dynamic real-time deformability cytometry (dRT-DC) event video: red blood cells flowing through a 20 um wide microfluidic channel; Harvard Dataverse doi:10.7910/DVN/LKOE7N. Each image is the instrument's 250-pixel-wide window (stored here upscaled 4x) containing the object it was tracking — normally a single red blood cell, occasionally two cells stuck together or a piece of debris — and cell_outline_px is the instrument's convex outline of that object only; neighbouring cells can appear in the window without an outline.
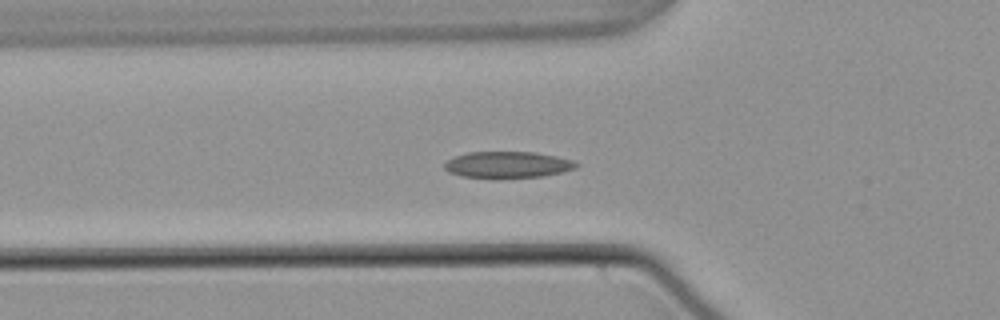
{"species": "common noctule bat (a hibernating species)", "species_latin": "Nyctalus noctula", "temperature_condition": "warm", "stored_images_in_passage": 56, "segment_of_instrument_passage": [1, 2], "camera_frame_rate_fps": 3000, "um_per_image_px": 0.085, "animal": {"sex": "male", "body_mass_g": 21.5, "forearm_length_mm": 52.0}, "frame": {"image": 1, "passage_image": 19, "time_ms": 6.0, "image_size_px": [1000, 320], "cell_outline_px": [[580, 164], [576, 168], [544, 176], [496, 180], [460, 176], [448, 172], [444, 168], [444, 164], [448, 160], [456, 156], [468, 152], [532, 152], [556, 156], [572, 160]], "centroid_in_image_um": [43.12, 14.03], "position_along_channel_um": 82.7, "area_um2": 20.81}}
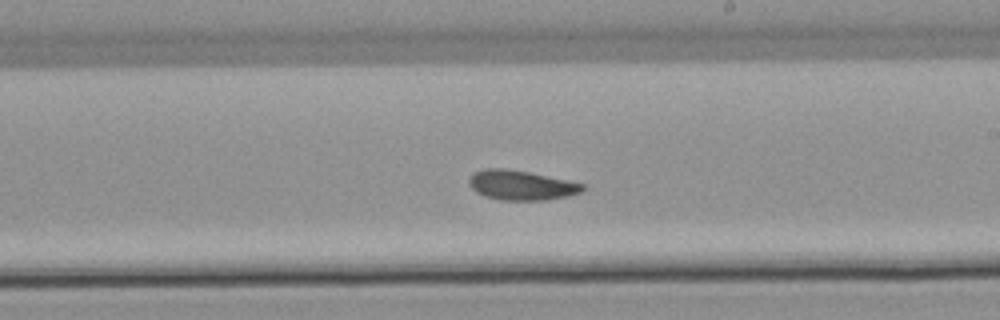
{"frame": {"image": 2, "passage_image": 32, "time_ms": 10.333, "image_size_px": [1000, 320], "cell_outline_px": [[584, 188], [580, 192], [568, 196], [544, 200], [500, 200], [484, 196], [476, 192], [468, 184], [468, 176], [472, 172], [484, 168], [504, 168], [528, 172], [584, 184]], "centroid_in_image_um": [44.21, 15.74], "position_along_channel_um": 244.8, "area_um2": 19.65}}
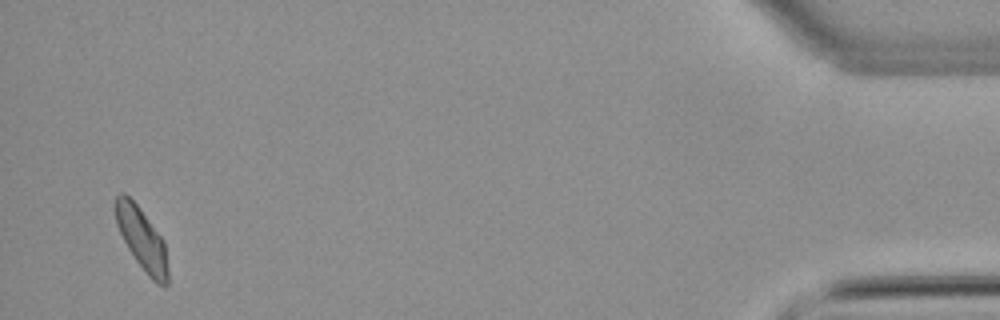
{"frame": {"image": 3, "passage_image": 53, "time_ms": 17.333, "image_size_px": [1000, 320], "cell_outline_px": [[168, 284], [156, 284], [148, 276], [136, 260], [128, 248], [116, 224], [116, 196], [120, 192], [124, 192], [140, 208], [164, 240], [168, 268]], "centroid_in_image_um": [12.07, 20.32], "position_along_channel_um": 423.1, "area_um2": 18.73}}